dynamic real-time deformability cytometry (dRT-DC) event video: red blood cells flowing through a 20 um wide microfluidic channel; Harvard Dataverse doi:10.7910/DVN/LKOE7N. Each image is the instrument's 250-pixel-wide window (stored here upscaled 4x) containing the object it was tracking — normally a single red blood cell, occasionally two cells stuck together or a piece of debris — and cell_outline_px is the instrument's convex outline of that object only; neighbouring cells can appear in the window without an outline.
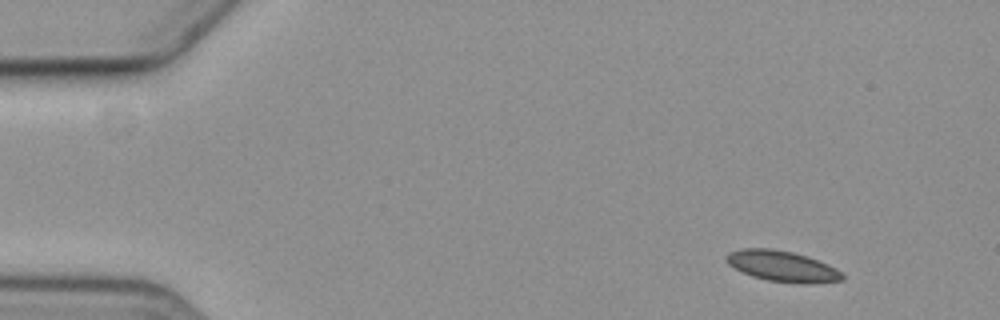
{"species": "common noctule bat (a hibernating species)", "species_latin": "Nyctalus noctula", "temperature_condition": "cold", "stored_images_in_passage": 5, "camera_frame_rate_fps": 3000, "um_per_image_px": 0.085, "animal": {"sex": "female", "body_mass_g": 19.3, "forearm_length_mm": 54.1}, "frame": {"image": 1, "passage_image": 1, "time_ms": 0.0, "image_size_px": [1000, 320], "cell_outline_px": [[844, 280], [768, 280], [752, 276], [728, 264], [724, 260], [724, 256], [728, 252], [740, 248], [772, 248], [792, 252], [808, 256], [828, 264], [836, 268], [844, 276]], "centroid_in_image_um": [66.36, 22.54], "position_along_channel_um": 18.6, "area_um2": 19.77}}
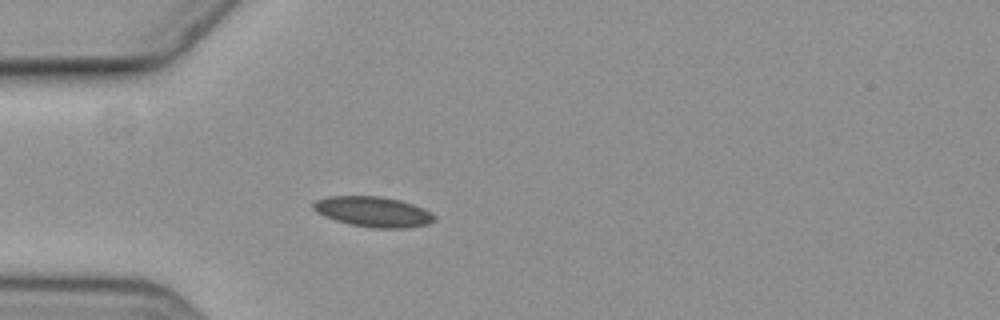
{"frame": {"image": 2, "passage_image": 4, "time_ms": 3.667, "image_size_px": [1000, 320], "cell_outline_px": [[436, 220], [428, 224], [404, 228], [372, 228], [348, 224], [324, 216], [316, 212], [312, 208], [312, 204], [316, 200], [328, 196], [380, 196], [400, 200], [424, 208], [432, 212], [436, 216]], "centroid_in_image_um": [31.73, 18.0], "position_along_channel_um": 53.3, "area_um2": 21.56}}